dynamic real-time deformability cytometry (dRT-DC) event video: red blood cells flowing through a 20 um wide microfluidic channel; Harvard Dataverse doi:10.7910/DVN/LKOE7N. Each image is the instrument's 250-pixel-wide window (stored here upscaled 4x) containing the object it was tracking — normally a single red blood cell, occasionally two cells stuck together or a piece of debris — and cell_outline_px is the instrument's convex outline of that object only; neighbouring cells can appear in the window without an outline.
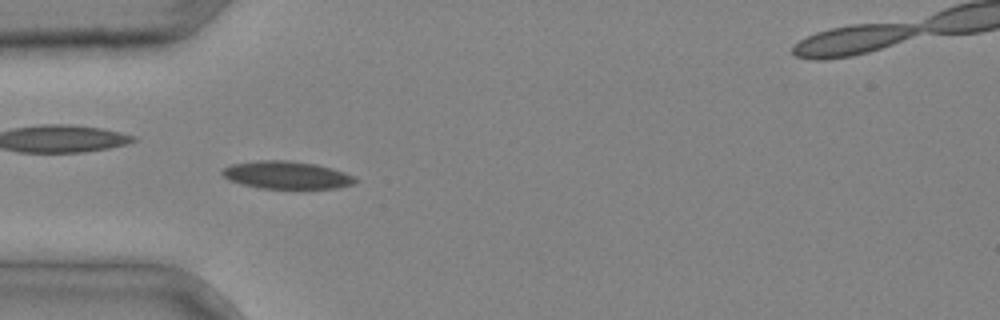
{"species": "common noctule bat (a hibernating species)", "species_latin": "Nyctalus noctula", "temperature_condition": "cold", "stored_images_in_passage": 3, "camera_frame_rate_fps": 3000, "um_per_image_px": 0.085, "animal": {"sex": "male", "body_mass_g": 20.4}, "frame": {"image": 1, "passage_image": 3, "time_ms": 0.667, "image_size_px": [1000, 320], "cell_outline_px": [[360, 180], [352, 184], [336, 188], [260, 188], [228, 180], [220, 172], [224, 168], [232, 164], [256, 160], [288, 160], [316, 164], [332, 168], [356, 176]], "centroid_in_image_um": [24.39, 14.87], "position_along_channel_um": 60.6, "area_um2": 21.44}}